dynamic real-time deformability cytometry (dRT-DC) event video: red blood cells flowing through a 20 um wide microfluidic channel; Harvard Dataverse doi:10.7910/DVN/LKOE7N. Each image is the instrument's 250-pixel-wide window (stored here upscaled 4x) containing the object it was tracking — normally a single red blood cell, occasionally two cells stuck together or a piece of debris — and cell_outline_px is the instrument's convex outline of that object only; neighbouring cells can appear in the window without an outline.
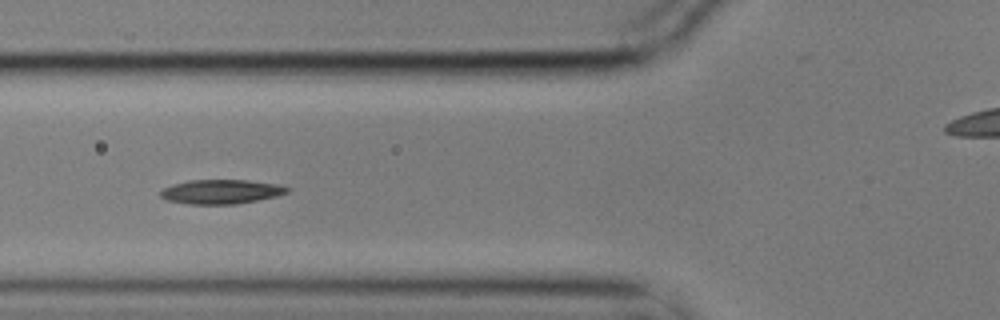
{"species": "common noctule bat (a hibernating species)", "species_latin": "Nyctalus noctula", "temperature_condition": "cold", "stored_images_in_passage": 7, "camera_frame_rate_fps": 3000, "um_per_image_px": 0.085, "animal": {"sex": "male", "body_mass_g": 17.9}, "frame": {"image": 1, "passage_image": 5, "time_ms": 1.333, "image_size_px": [1000, 320], "cell_outline_px": [[292, 188], [288, 192], [276, 196], [236, 204], [188, 204], [168, 200], [160, 196], [160, 192], [164, 188], [172, 184], [188, 180], [248, 180], [276, 184]], "centroid_in_image_um": [18.79, 16.29], "position_along_channel_um": 107.0, "area_um2": 17.86}}
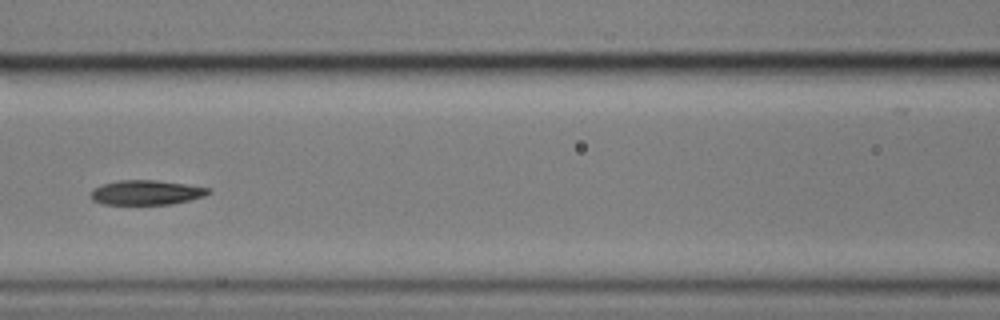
{"frame": {"image": 2, "passage_image": 6, "time_ms": 1.667, "image_size_px": [1000, 320], "cell_outline_px": [[212, 192], [204, 196], [172, 204], [100, 204], [92, 200], [92, 188], [116, 180], [156, 180], [212, 188]], "centroid_in_image_um": [12.44, 16.36], "position_along_channel_um": 154.2, "area_um2": 16.88}}
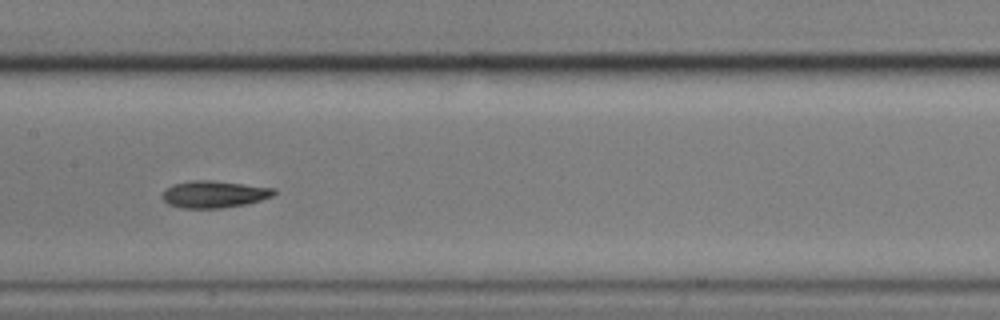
{"frame": {"image": 3, "passage_image": 7, "time_ms": 2.0, "image_size_px": [1000, 320], "cell_outline_px": [[276, 192], [272, 196], [260, 200], [244, 204], [224, 208], [180, 208], [168, 204], [160, 196], [172, 184], [192, 180], [212, 180], [276, 188]], "centroid_in_image_um": [18.18, 16.51], "position_along_channel_um": 189.2, "area_um2": 17.57}}